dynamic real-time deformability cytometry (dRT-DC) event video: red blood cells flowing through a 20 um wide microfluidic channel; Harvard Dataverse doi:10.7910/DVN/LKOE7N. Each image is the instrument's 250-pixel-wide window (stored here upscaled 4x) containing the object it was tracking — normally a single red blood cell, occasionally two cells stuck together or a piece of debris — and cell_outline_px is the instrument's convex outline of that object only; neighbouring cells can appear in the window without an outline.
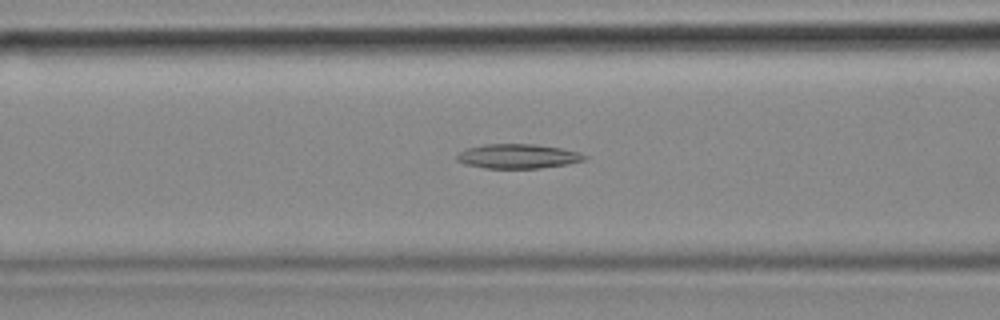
{"species": "common noctule bat (a hibernating species)", "species_latin": "Nyctalus noctula", "temperature_condition": "cold", "stored_images_in_passage": 49, "segment_of_instrument_passage": [1, 2], "camera_frame_rate_fps": 3000, "um_per_image_px": 0.085, "animal": {"sex": "female", "body_mass_g": 18.4}, "frame": {"image": 1, "passage_image": 21, "time_ms": 6.667, "image_size_px": [1000, 320], "cell_outline_px": [[588, 160], [568, 164], [540, 168], [484, 168], [464, 164], [456, 160], [456, 156], [460, 152], [468, 148], [484, 144], [536, 144], [560, 148], [580, 152], [588, 156]], "centroid_in_image_um": [44.06, 13.28], "position_along_channel_um": 122.5, "area_um2": 18.32}}
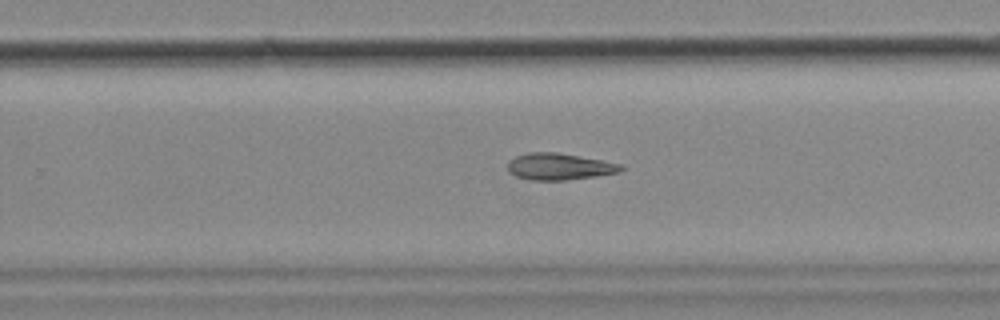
{"frame": {"image": 2, "passage_image": 34, "time_ms": 11.0, "image_size_px": [1000, 320], "cell_outline_px": [[624, 168], [620, 172], [596, 176], [564, 180], [532, 180], [516, 176], [508, 172], [508, 160], [516, 156], [528, 152], [556, 152], [600, 160], [620, 164]], "centroid_in_image_um": [47.5, 14.16], "position_along_channel_um": 282.3, "area_um2": 17.46}}
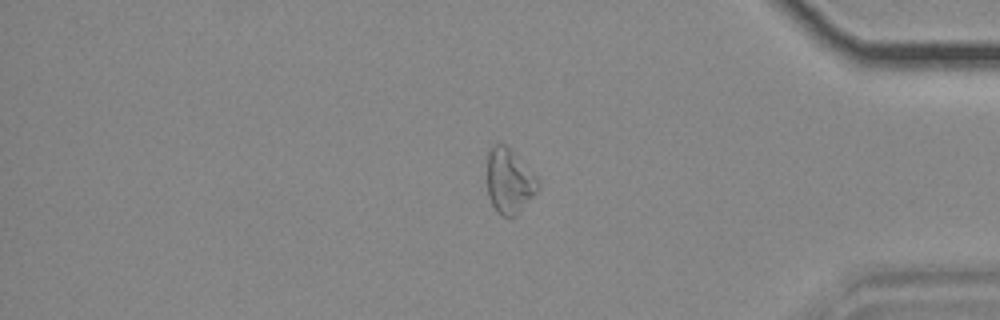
{"frame": {"image": 3, "passage_image": 45, "time_ms": 14.667, "image_size_px": [1000, 320], "cell_outline_px": [[540, 188], [516, 216], [500, 216], [496, 212], [488, 196], [488, 152], [492, 144], [504, 144], [540, 180]], "centroid_in_image_um": [43.29, 15.43], "position_along_channel_um": 391.9, "area_um2": 19.07}}